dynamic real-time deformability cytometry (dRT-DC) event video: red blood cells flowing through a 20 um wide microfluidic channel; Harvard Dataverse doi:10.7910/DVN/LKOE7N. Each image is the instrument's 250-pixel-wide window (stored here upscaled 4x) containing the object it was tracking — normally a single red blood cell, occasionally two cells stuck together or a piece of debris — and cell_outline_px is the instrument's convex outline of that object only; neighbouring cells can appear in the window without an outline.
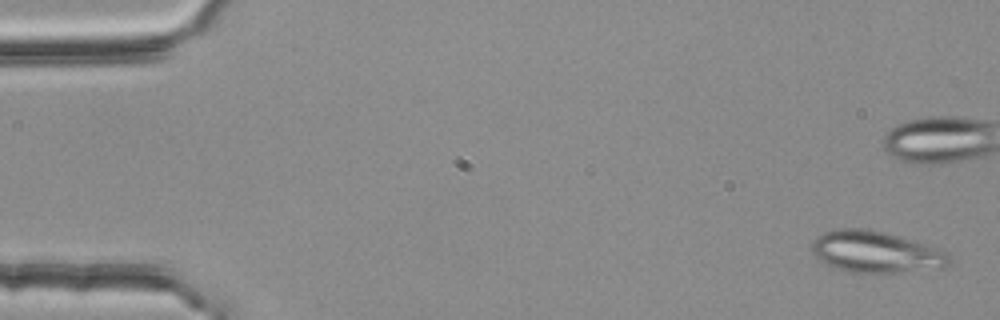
{"species": "common noctule bat (a hibernating species)", "species_latin": "Nyctalus noctula", "temperature_condition": "room temperature", "stored_images_in_passage": 6, "camera_frame_rate_fps": 3000, "um_per_image_px": 0.085, "animal": {"sex": "female", "body_mass_g": 25.1}, "frame": {"image": 1, "passage_image": 1, "time_ms": 0.0, "image_size_px": [1000, 320], "cell_outline_px": [[948, 264], [944, 268], [892, 272], [852, 272], [836, 268], [824, 264], [816, 256], [812, 248], [812, 244], [816, 236], [824, 232], [840, 228], [860, 228], [884, 232], [944, 252], [948, 256]], "centroid_in_image_um": [74.34, 21.42], "position_along_channel_um": 10.7, "area_um2": 32.19}}